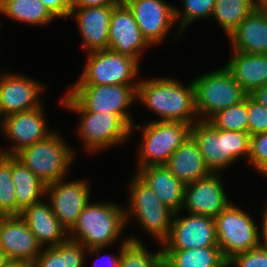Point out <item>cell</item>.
Segmentation results:
<instances>
[{"instance_id": "4dcf8cb0", "label": "cell", "mask_w": 267, "mask_h": 267, "mask_svg": "<svg viewBox=\"0 0 267 267\" xmlns=\"http://www.w3.org/2000/svg\"><path fill=\"white\" fill-rule=\"evenodd\" d=\"M122 242V254L119 267H157L163 257V248L153 253L148 251L137 236L128 237ZM150 252V253H149Z\"/></svg>"}, {"instance_id": "74e56055", "label": "cell", "mask_w": 267, "mask_h": 267, "mask_svg": "<svg viewBox=\"0 0 267 267\" xmlns=\"http://www.w3.org/2000/svg\"><path fill=\"white\" fill-rule=\"evenodd\" d=\"M55 18H70L72 0H40Z\"/></svg>"}, {"instance_id": "d4e9b609", "label": "cell", "mask_w": 267, "mask_h": 267, "mask_svg": "<svg viewBox=\"0 0 267 267\" xmlns=\"http://www.w3.org/2000/svg\"><path fill=\"white\" fill-rule=\"evenodd\" d=\"M232 54L224 66L248 95L267 83V54Z\"/></svg>"}, {"instance_id": "8992f818", "label": "cell", "mask_w": 267, "mask_h": 267, "mask_svg": "<svg viewBox=\"0 0 267 267\" xmlns=\"http://www.w3.org/2000/svg\"><path fill=\"white\" fill-rule=\"evenodd\" d=\"M57 132L18 152L15 157L46 185L65 178L76 151Z\"/></svg>"}, {"instance_id": "44dd1931", "label": "cell", "mask_w": 267, "mask_h": 267, "mask_svg": "<svg viewBox=\"0 0 267 267\" xmlns=\"http://www.w3.org/2000/svg\"><path fill=\"white\" fill-rule=\"evenodd\" d=\"M41 200L26 207L20 217L26 222L39 244L55 247L68 239L67 231L54 215L50 203Z\"/></svg>"}, {"instance_id": "ab89813d", "label": "cell", "mask_w": 267, "mask_h": 267, "mask_svg": "<svg viewBox=\"0 0 267 267\" xmlns=\"http://www.w3.org/2000/svg\"><path fill=\"white\" fill-rule=\"evenodd\" d=\"M264 208L262 212L261 231H258V246L267 252V202Z\"/></svg>"}, {"instance_id": "7a4b0ae2", "label": "cell", "mask_w": 267, "mask_h": 267, "mask_svg": "<svg viewBox=\"0 0 267 267\" xmlns=\"http://www.w3.org/2000/svg\"><path fill=\"white\" fill-rule=\"evenodd\" d=\"M115 202H89L68 233V239L82 244L87 255H99L112 246L126 228L124 208Z\"/></svg>"}, {"instance_id": "60d3db41", "label": "cell", "mask_w": 267, "mask_h": 267, "mask_svg": "<svg viewBox=\"0 0 267 267\" xmlns=\"http://www.w3.org/2000/svg\"><path fill=\"white\" fill-rule=\"evenodd\" d=\"M124 240V241H123ZM126 240H128V238H126V239H122V241H121V245H120V247H119V249H118V254L115 256H113V255H108L107 256V254H104L103 256H105L106 255V257H101V258H96V260H94L95 262H93V263H95L93 266L94 267H99L97 264H99V260H102V258L105 260V262L106 263H104V264H106L105 265V267H119V262H120V257H121V254H122V242H126ZM106 258H107V260H106ZM108 261V262H107ZM101 262V261H100ZM102 263V262H101ZM101 266V265H100ZM104 267V266H103Z\"/></svg>"}, {"instance_id": "ffe728a7", "label": "cell", "mask_w": 267, "mask_h": 267, "mask_svg": "<svg viewBox=\"0 0 267 267\" xmlns=\"http://www.w3.org/2000/svg\"><path fill=\"white\" fill-rule=\"evenodd\" d=\"M115 6L72 8L70 17L76 20L85 52L108 49L109 24Z\"/></svg>"}, {"instance_id": "f35d334b", "label": "cell", "mask_w": 267, "mask_h": 267, "mask_svg": "<svg viewBox=\"0 0 267 267\" xmlns=\"http://www.w3.org/2000/svg\"><path fill=\"white\" fill-rule=\"evenodd\" d=\"M122 0H72V8L104 7L107 5H117Z\"/></svg>"}, {"instance_id": "d6986e66", "label": "cell", "mask_w": 267, "mask_h": 267, "mask_svg": "<svg viewBox=\"0 0 267 267\" xmlns=\"http://www.w3.org/2000/svg\"><path fill=\"white\" fill-rule=\"evenodd\" d=\"M0 249L9 260L30 267L41 253L42 246L20 216H0Z\"/></svg>"}, {"instance_id": "f6af8a7d", "label": "cell", "mask_w": 267, "mask_h": 267, "mask_svg": "<svg viewBox=\"0 0 267 267\" xmlns=\"http://www.w3.org/2000/svg\"><path fill=\"white\" fill-rule=\"evenodd\" d=\"M157 267H175L173 266L164 256L159 261V264Z\"/></svg>"}, {"instance_id": "8d00e7d4", "label": "cell", "mask_w": 267, "mask_h": 267, "mask_svg": "<svg viewBox=\"0 0 267 267\" xmlns=\"http://www.w3.org/2000/svg\"><path fill=\"white\" fill-rule=\"evenodd\" d=\"M227 267H267V252L259 246L228 260Z\"/></svg>"}, {"instance_id": "5b68a950", "label": "cell", "mask_w": 267, "mask_h": 267, "mask_svg": "<svg viewBox=\"0 0 267 267\" xmlns=\"http://www.w3.org/2000/svg\"><path fill=\"white\" fill-rule=\"evenodd\" d=\"M128 186L129 203L124 208L125 224L133 218L161 245L170 233L174 212L137 175L133 176Z\"/></svg>"}, {"instance_id": "f1b7e54d", "label": "cell", "mask_w": 267, "mask_h": 267, "mask_svg": "<svg viewBox=\"0 0 267 267\" xmlns=\"http://www.w3.org/2000/svg\"><path fill=\"white\" fill-rule=\"evenodd\" d=\"M163 256L175 267H227L219 247L163 250Z\"/></svg>"}, {"instance_id": "d6a6232c", "label": "cell", "mask_w": 267, "mask_h": 267, "mask_svg": "<svg viewBox=\"0 0 267 267\" xmlns=\"http://www.w3.org/2000/svg\"><path fill=\"white\" fill-rule=\"evenodd\" d=\"M216 0H182V9L175 7V20L180 24L177 35L180 36L185 32L190 23L199 19H209L213 13Z\"/></svg>"}, {"instance_id": "836d02e7", "label": "cell", "mask_w": 267, "mask_h": 267, "mask_svg": "<svg viewBox=\"0 0 267 267\" xmlns=\"http://www.w3.org/2000/svg\"><path fill=\"white\" fill-rule=\"evenodd\" d=\"M247 96L241 103L230 106L213 115L208 122L215 128L226 131L247 132Z\"/></svg>"}, {"instance_id": "ba28073f", "label": "cell", "mask_w": 267, "mask_h": 267, "mask_svg": "<svg viewBox=\"0 0 267 267\" xmlns=\"http://www.w3.org/2000/svg\"><path fill=\"white\" fill-rule=\"evenodd\" d=\"M193 85L196 112L199 120L203 121H208L221 110L241 103L248 95L225 66L197 76Z\"/></svg>"}, {"instance_id": "6da1fadb", "label": "cell", "mask_w": 267, "mask_h": 267, "mask_svg": "<svg viewBox=\"0 0 267 267\" xmlns=\"http://www.w3.org/2000/svg\"><path fill=\"white\" fill-rule=\"evenodd\" d=\"M139 80L137 100L160 118L154 121H178L193 124L199 120L193 81L185 86L174 77H157L147 80L139 78Z\"/></svg>"}, {"instance_id": "e0dca14e", "label": "cell", "mask_w": 267, "mask_h": 267, "mask_svg": "<svg viewBox=\"0 0 267 267\" xmlns=\"http://www.w3.org/2000/svg\"><path fill=\"white\" fill-rule=\"evenodd\" d=\"M221 172H211L194 183L185 185L183 206L189 214L216 218L230 203L223 188Z\"/></svg>"}, {"instance_id": "ac0fdd59", "label": "cell", "mask_w": 267, "mask_h": 267, "mask_svg": "<svg viewBox=\"0 0 267 267\" xmlns=\"http://www.w3.org/2000/svg\"><path fill=\"white\" fill-rule=\"evenodd\" d=\"M151 45L143 37L132 11L121 1L110 19L108 49L130 56L140 62L143 52Z\"/></svg>"}, {"instance_id": "7c38bea8", "label": "cell", "mask_w": 267, "mask_h": 267, "mask_svg": "<svg viewBox=\"0 0 267 267\" xmlns=\"http://www.w3.org/2000/svg\"><path fill=\"white\" fill-rule=\"evenodd\" d=\"M180 212L174 213L171 230L160 245L163 250H185L204 247H219L215 218Z\"/></svg>"}, {"instance_id": "9a60e30c", "label": "cell", "mask_w": 267, "mask_h": 267, "mask_svg": "<svg viewBox=\"0 0 267 267\" xmlns=\"http://www.w3.org/2000/svg\"><path fill=\"white\" fill-rule=\"evenodd\" d=\"M132 11L143 37L151 46L167 40L175 26V6L165 0H122Z\"/></svg>"}, {"instance_id": "603a6c76", "label": "cell", "mask_w": 267, "mask_h": 267, "mask_svg": "<svg viewBox=\"0 0 267 267\" xmlns=\"http://www.w3.org/2000/svg\"><path fill=\"white\" fill-rule=\"evenodd\" d=\"M233 51L267 54V15L255 9L228 36Z\"/></svg>"}, {"instance_id": "1f68e13d", "label": "cell", "mask_w": 267, "mask_h": 267, "mask_svg": "<svg viewBox=\"0 0 267 267\" xmlns=\"http://www.w3.org/2000/svg\"><path fill=\"white\" fill-rule=\"evenodd\" d=\"M0 216H17L12 156L0 153Z\"/></svg>"}, {"instance_id": "9c48e42d", "label": "cell", "mask_w": 267, "mask_h": 267, "mask_svg": "<svg viewBox=\"0 0 267 267\" xmlns=\"http://www.w3.org/2000/svg\"><path fill=\"white\" fill-rule=\"evenodd\" d=\"M81 75L73 85L139 84V62L111 49L88 52Z\"/></svg>"}, {"instance_id": "ee69618b", "label": "cell", "mask_w": 267, "mask_h": 267, "mask_svg": "<svg viewBox=\"0 0 267 267\" xmlns=\"http://www.w3.org/2000/svg\"><path fill=\"white\" fill-rule=\"evenodd\" d=\"M1 267H28V266L23 262L10 260Z\"/></svg>"}, {"instance_id": "cb8c5ba5", "label": "cell", "mask_w": 267, "mask_h": 267, "mask_svg": "<svg viewBox=\"0 0 267 267\" xmlns=\"http://www.w3.org/2000/svg\"><path fill=\"white\" fill-rule=\"evenodd\" d=\"M165 166L184 185L194 183L211 173L191 136L173 152Z\"/></svg>"}, {"instance_id": "4316f807", "label": "cell", "mask_w": 267, "mask_h": 267, "mask_svg": "<svg viewBox=\"0 0 267 267\" xmlns=\"http://www.w3.org/2000/svg\"><path fill=\"white\" fill-rule=\"evenodd\" d=\"M86 251L82 244L67 239L55 247H43L30 267H83Z\"/></svg>"}, {"instance_id": "b9f144b4", "label": "cell", "mask_w": 267, "mask_h": 267, "mask_svg": "<svg viewBox=\"0 0 267 267\" xmlns=\"http://www.w3.org/2000/svg\"><path fill=\"white\" fill-rule=\"evenodd\" d=\"M250 96L267 108V83H265L262 87L255 89Z\"/></svg>"}, {"instance_id": "30bf717a", "label": "cell", "mask_w": 267, "mask_h": 267, "mask_svg": "<svg viewBox=\"0 0 267 267\" xmlns=\"http://www.w3.org/2000/svg\"><path fill=\"white\" fill-rule=\"evenodd\" d=\"M217 243L224 258L258 247L256 221L232 202L215 218Z\"/></svg>"}, {"instance_id": "7402d4cb", "label": "cell", "mask_w": 267, "mask_h": 267, "mask_svg": "<svg viewBox=\"0 0 267 267\" xmlns=\"http://www.w3.org/2000/svg\"><path fill=\"white\" fill-rule=\"evenodd\" d=\"M136 175L152 189L165 206L174 213L181 212L185 185L165 166H145Z\"/></svg>"}, {"instance_id": "83f0119b", "label": "cell", "mask_w": 267, "mask_h": 267, "mask_svg": "<svg viewBox=\"0 0 267 267\" xmlns=\"http://www.w3.org/2000/svg\"><path fill=\"white\" fill-rule=\"evenodd\" d=\"M0 15L35 26H45L56 19L40 0H0Z\"/></svg>"}, {"instance_id": "d590c367", "label": "cell", "mask_w": 267, "mask_h": 267, "mask_svg": "<svg viewBox=\"0 0 267 267\" xmlns=\"http://www.w3.org/2000/svg\"><path fill=\"white\" fill-rule=\"evenodd\" d=\"M247 132L250 136L267 132V108L247 95Z\"/></svg>"}, {"instance_id": "f546056e", "label": "cell", "mask_w": 267, "mask_h": 267, "mask_svg": "<svg viewBox=\"0 0 267 267\" xmlns=\"http://www.w3.org/2000/svg\"><path fill=\"white\" fill-rule=\"evenodd\" d=\"M255 9L256 0H216L211 18L229 36Z\"/></svg>"}, {"instance_id": "bcb514c9", "label": "cell", "mask_w": 267, "mask_h": 267, "mask_svg": "<svg viewBox=\"0 0 267 267\" xmlns=\"http://www.w3.org/2000/svg\"><path fill=\"white\" fill-rule=\"evenodd\" d=\"M9 260V258L5 255V253L0 249V267L5 265Z\"/></svg>"}, {"instance_id": "484cf974", "label": "cell", "mask_w": 267, "mask_h": 267, "mask_svg": "<svg viewBox=\"0 0 267 267\" xmlns=\"http://www.w3.org/2000/svg\"><path fill=\"white\" fill-rule=\"evenodd\" d=\"M12 176L17 202V216L33 203L46 195V184L43 183L27 166L12 156Z\"/></svg>"}, {"instance_id": "2e32d148", "label": "cell", "mask_w": 267, "mask_h": 267, "mask_svg": "<svg viewBox=\"0 0 267 267\" xmlns=\"http://www.w3.org/2000/svg\"><path fill=\"white\" fill-rule=\"evenodd\" d=\"M5 72L0 74V119L42 106L40 96L46 88L42 83L26 75Z\"/></svg>"}, {"instance_id": "7bdbcfd3", "label": "cell", "mask_w": 267, "mask_h": 267, "mask_svg": "<svg viewBox=\"0 0 267 267\" xmlns=\"http://www.w3.org/2000/svg\"><path fill=\"white\" fill-rule=\"evenodd\" d=\"M256 9L267 15V0H256Z\"/></svg>"}, {"instance_id": "8fae6325", "label": "cell", "mask_w": 267, "mask_h": 267, "mask_svg": "<svg viewBox=\"0 0 267 267\" xmlns=\"http://www.w3.org/2000/svg\"><path fill=\"white\" fill-rule=\"evenodd\" d=\"M72 112L80 116L76 131L88 153L93 154L115 145L120 146L131 136V127L116 113Z\"/></svg>"}, {"instance_id": "3957f363", "label": "cell", "mask_w": 267, "mask_h": 267, "mask_svg": "<svg viewBox=\"0 0 267 267\" xmlns=\"http://www.w3.org/2000/svg\"><path fill=\"white\" fill-rule=\"evenodd\" d=\"M138 85H71L60 105L69 111L116 113L132 127L134 123L128 110L137 99Z\"/></svg>"}, {"instance_id": "e575fe53", "label": "cell", "mask_w": 267, "mask_h": 267, "mask_svg": "<svg viewBox=\"0 0 267 267\" xmlns=\"http://www.w3.org/2000/svg\"><path fill=\"white\" fill-rule=\"evenodd\" d=\"M250 165L267 177V132L250 136Z\"/></svg>"}, {"instance_id": "52a82bcc", "label": "cell", "mask_w": 267, "mask_h": 267, "mask_svg": "<svg viewBox=\"0 0 267 267\" xmlns=\"http://www.w3.org/2000/svg\"><path fill=\"white\" fill-rule=\"evenodd\" d=\"M191 125L178 121H150L143 127L136 125L134 130H142L138 149V168L166 165L173 152L190 136Z\"/></svg>"}, {"instance_id": "5bb4252c", "label": "cell", "mask_w": 267, "mask_h": 267, "mask_svg": "<svg viewBox=\"0 0 267 267\" xmlns=\"http://www.w3.org/2000/svg\"><path fill=\"white\" fill-rule=\"evenodd\" d=\"M44 109L42 105L30 111L8 115L0 121L1 131L8 140L13 141L12 146L1 149V154L15 156L53 132L47 125Z\"/></svg>"}, {"instance_id": "4fadbf2b", "label": "cell", "mask_w": 267, "mask_h": 267, "mask_svg": "<svg viewBox=\"0 0 267 267\" xmlns=\"http://www.w3.org/2000/svg\"><path fill=\"white\" fill-rule=\"evenodd\" d=\"M66 178L46 185L47 199L61 226L69 233L78 216L90 202V185L85 179L67 181ZM67 181V182H66Z\"/></svg>"}, {"instance_id": "277c9868", "label": "cell", "mask_w": 267, "mask_h": 267, "mask_svg": "<svg viewBox=\"0 0 267 267\" xmlns=\"http://www.w3.org/2000/svg\"><path fill=\"white\" fill-rule=\"evenodd\" d=\"M195 140L206 166L211 172H223L241 156L249 158L250 134L215 128L210 122L198 120L191 125Z\"/></svg>"}]
</instances>
